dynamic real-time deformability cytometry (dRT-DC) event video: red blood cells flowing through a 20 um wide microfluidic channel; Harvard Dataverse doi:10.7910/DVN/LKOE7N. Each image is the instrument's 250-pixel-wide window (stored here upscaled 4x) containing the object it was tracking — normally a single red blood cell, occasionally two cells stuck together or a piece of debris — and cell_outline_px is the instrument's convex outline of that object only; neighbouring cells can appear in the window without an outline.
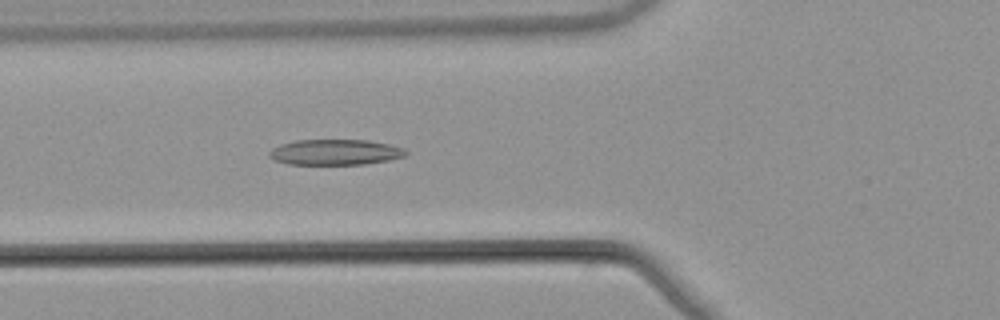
{"species": "common noctule bat (a hibernating species)", "species_latin": "Nyctalus noctula", "temperature_condition": "warm", "stored_images_in_passage": 52, "camera_frame_rate_fps": 3000, "um_per_image_px": 0.085, "animal": {"sex": "male", "body_mass_g": 21.5, "forearm_length_mm": 52.0}, "frame": {"image": 1, "passage_image": 19, "time_ms": 6.0, "image_size_px": [1000, 320], "cell_outline_px": [[408, 152], [404, 156], [388, 160], [364, 164], [288, 164], [272, 160], [268, 156], [268, 152], [272, 148], [280, 144], [296, 140], [368, 140], [388, 144], [404, 148]], "centroid_in_image_um": [28.44, 12.93], "position_along_channel_um": 97.4, "area_um2": 20.4}}
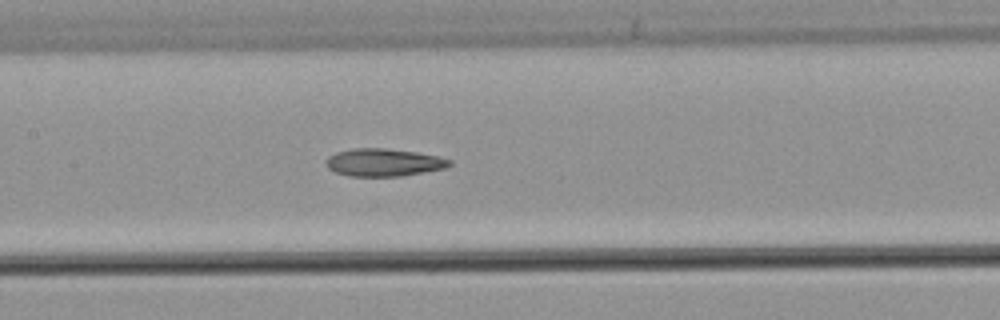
{"frame": {"image": 2, "passage_image": 25, "time_ms": 8.0, "image_size_px": [1000, 320], "cell_outline_px": [[452, 164], [444, 168], [424, 172], [400, 176], [348, 176], [336, 172], [328, 168], [328, 156], [336, 152], [352, 148], [384, 148], [416, 152], [436, 156], [452, 160]], "centroid_in_image_um": [32.62, 13.8], "position_along_channel_um": 174.8, "area_um2": 19.71}}
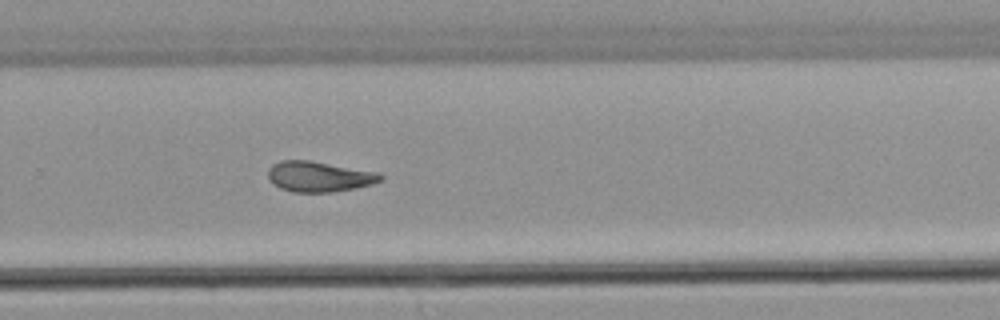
{"frame": {"image": 3, "passage_image": 35, "time_ms": 11.333, "image_size_px": [1000, 320], "cell_outline_px": [[384, 180], [372, 184], [356, 188], [332, 192], [292, 192], [280, 188], [272, 184], [268, 180], [268, 168], [272, 164], [280, 160], [308, 160], [376, 172], [384, 176]], "centroid_in_image_um": [27.08, 15.01], "position_along_channel_um": 302.7, "area_um2": 20.06}, "authors_computed_cell_mechanics": {"area_um2": 20.7791, "velocity_mm_per_s": 3.8556, "shape_relaxation_time_tau1_ms": null, "shape_relaxation_time_tau2_ms": 4.237, "deformation_change_tau1": null, "deformation_change_tau2": 0.1228}}